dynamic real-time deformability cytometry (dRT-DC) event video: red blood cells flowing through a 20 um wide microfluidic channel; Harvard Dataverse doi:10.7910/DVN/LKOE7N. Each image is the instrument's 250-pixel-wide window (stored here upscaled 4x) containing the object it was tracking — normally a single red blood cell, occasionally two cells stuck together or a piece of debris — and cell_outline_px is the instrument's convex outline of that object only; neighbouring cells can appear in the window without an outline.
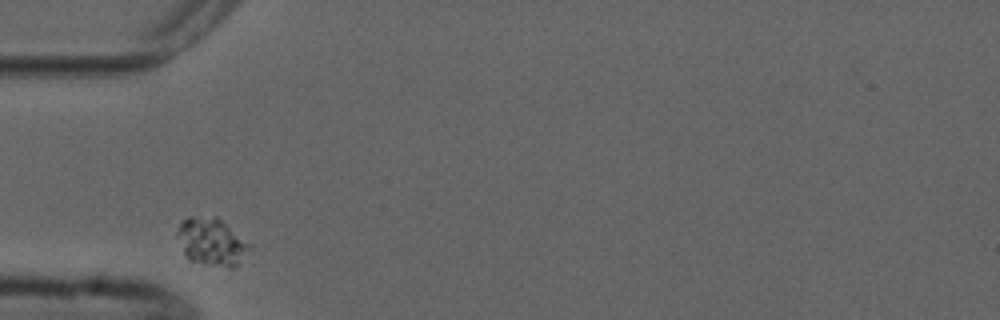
{"species": "common noctule bat (a hibernating species)", "species_latin": "Nyctalus noctula", "temperature_condition": "cold", "stored_images_in_passage": 3, "camera_frame_rate_fps": 3000, "um_per_image_px": 0.085, "animal": {"sex": "male", "forearm_length_mm": 52.5}, "frame": {"image": 1, "passage_image": 1, "time_ms": 0.0, "image_size_px": [1000, 320], "cell_outline_px": [[252, 248], [240, 264], [228, 276], [188, 260], [176, 236], [176, 232], [180, 220], [188, 216], [216, 216], [252, 244]], "centroid_in_image_um": [18.04, 20.69], "position_along_channel_um": 67.0, "area_um2": 21.91}}
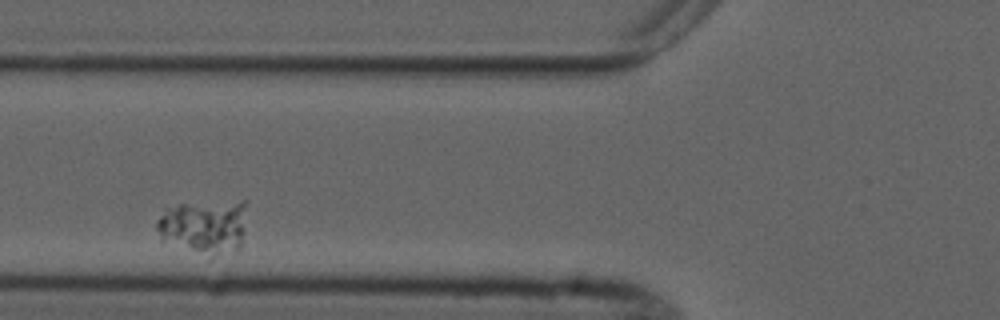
{"frame": {"image": 2, "passage_image": 2, "time_ms": 1.333, "image_size_px": [1000, 320], "cell_outline_px": [[248, 200], [240, 248], [208, 264], [160, 240], [156, 228], [156, 220], [164, 208], [176, 204], [240, 200]], "centroid_in_image_um": [17.31, 19.38], "position_along_channel_um": 108.5, "area_um2": 31.1}}